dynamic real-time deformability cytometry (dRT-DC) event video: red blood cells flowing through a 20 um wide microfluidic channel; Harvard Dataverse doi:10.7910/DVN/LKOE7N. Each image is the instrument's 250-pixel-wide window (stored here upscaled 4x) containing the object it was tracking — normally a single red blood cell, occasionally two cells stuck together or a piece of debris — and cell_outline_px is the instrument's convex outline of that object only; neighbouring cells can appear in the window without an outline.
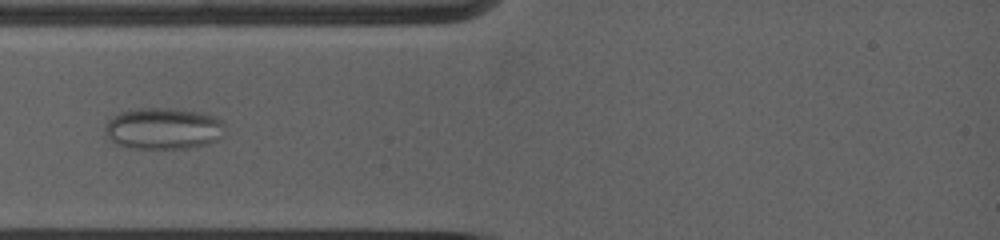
{"species": "common noctule bat (a hibernating species)", "species_latin": "Nyctalus noctula", "temperature_condition": "warm", "stored_images_in_passage": 42, "camera_frame_rate_fps": 5000, "um_per_image_px": 0.085, "animal": {"sex": "female", "body_mass_g": 19.0, "forearm_length_mm": 53.3}, "frame": {"image": 1, "passage_image": 5, "time_ms": 2.8, "image_size_px": [1000, 240], "cell_outline_px": [[224, 136], [208, 144], [184, 148], [132, 148], [120, 144], [112, 140], [108, 136], [104, 128], [108, 120], [112, 116], [120, 112], [140, 108], [176, 108], [204, 112], [216, 116], [224, 124]], "centroid_in_image_um": [13.94, 10.9], "position_along_channel_um": 71.1, "area_um2": 29.13}}
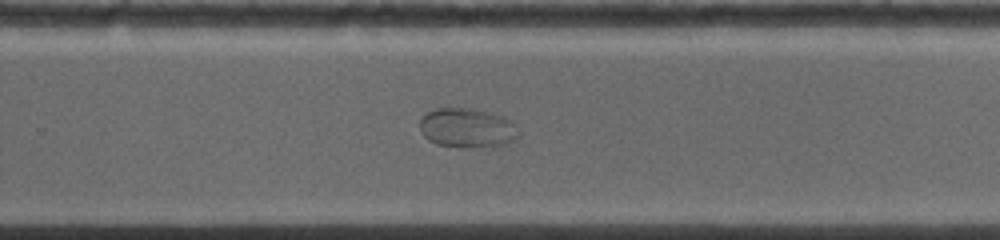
{"frame": {"image": 2, "passage_image": 22, "time_ms": 8.4, "image_size_px": [1000, 240], "cell_outline_px": [[516, 140], [484, 148], [436, 144], [428, 140], [420, 132], [420, 120], [428, 112], [436, 108], [472, 108], [500, 116], [508, 120], [512, 124], [516, 136]], "centroid_in_image_um": [39.62, 10.87], "position_along_channel_um": 290.2, "area_um2": 22.08}}
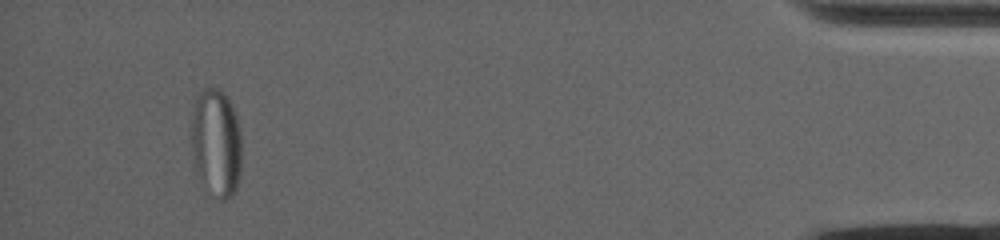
{"frame": {"image": 3, "passage_image": 42, "time_ms": 14.0, "image_size_px": [1000, 240], "cell_outline_px": [[240, 176], [236, 188], [232, 196], [228, 200], [220, 200], [196, 168], [192, 140], [192, 112], [196, 96], [204, 88], [220, 88], [232, 104], [236, 116], [240, 132]], "centroid_in_image_um": [18.41, 12.04], "position_along_channel_um": 416.8, "area_um2": 30.87}}